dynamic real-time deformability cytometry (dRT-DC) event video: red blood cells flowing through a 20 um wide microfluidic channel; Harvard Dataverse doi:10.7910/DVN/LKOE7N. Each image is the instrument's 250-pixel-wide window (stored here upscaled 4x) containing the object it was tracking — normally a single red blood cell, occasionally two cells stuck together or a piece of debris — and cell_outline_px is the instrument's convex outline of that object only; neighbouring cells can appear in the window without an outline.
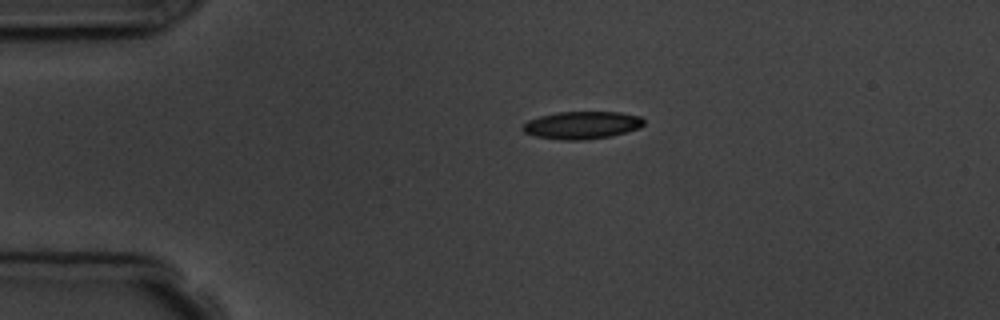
{"species": "common noctule bat (a hibernating species)", "species_latin": "Nyctalus noctula", "temperature_condition": "room temperature", "stored_images_in_passage": 2, "camera_frame_rate_fps": 3000, "um_per_image_px": 0.085, "animal": {"sex": "male", "body_mass_g": 19.5, "forearm_length_mm": 54.6}, "frame": {"image": 1, "passage_image": 1, "time_ms": 0.0, "image_size_px": [1000, 320], "cell_outline_px": [[644, 124], [640, 128], [612, 136], [584, 140], [560, 140], [536, 136], [524, 132], [520, 128], [528, 120], [540, 116], [556, 112], [620, 112], [640, 116], [644, 120]], "centroid_in_image_um": [49.47, 10.64], "position_along_channel_um": 35.5, "area_um2": 19.59}}